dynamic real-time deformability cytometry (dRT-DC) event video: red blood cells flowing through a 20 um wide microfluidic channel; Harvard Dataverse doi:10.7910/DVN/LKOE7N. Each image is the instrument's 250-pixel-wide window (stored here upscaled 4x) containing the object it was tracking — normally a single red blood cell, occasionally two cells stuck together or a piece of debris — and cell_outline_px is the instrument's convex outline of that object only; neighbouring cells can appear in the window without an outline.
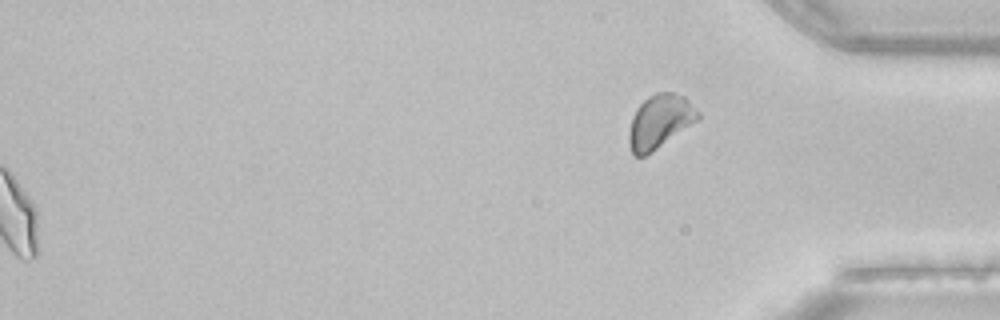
{"species": "common noctule bat (a hibernating species)", "species_latin": "Nyctalus noctula", "temperature_condition": "room temperature", "stored_images_in_passage": 35, "camera_frame_rate_fps": 3000, "um_per_image_px": 0.085, "animal": {"sex": "female", "body_mass_g": 22.7, "forearm_length_mm": 54.2}, "frame": {"image": 1, "passage_image": 35, "time_ms": 11.333, "image_size_px": [1000, 320], "cell_outline_px": [[700, 120], [652, 152], [644, 156], [636, 156], [632, 152], [628, 144], [628, 132], [632, 116], [636, 108], [648, 96], [656, 92], [672, 92], [684, 96], [700, 112]], "centroid_in_image_um": [56.09, 10.32], "position_along_channel_um": 379.1, "area_um2": 21.91}}